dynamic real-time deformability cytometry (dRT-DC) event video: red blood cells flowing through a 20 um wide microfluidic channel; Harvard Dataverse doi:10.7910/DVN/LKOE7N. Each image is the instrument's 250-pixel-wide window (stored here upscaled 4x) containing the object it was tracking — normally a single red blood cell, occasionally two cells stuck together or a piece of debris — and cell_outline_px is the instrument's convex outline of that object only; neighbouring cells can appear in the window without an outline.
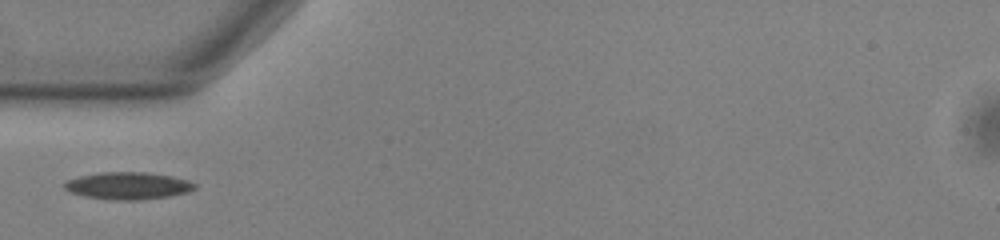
{"species": "common noctule bat (a hibernating species)", "species_latin": "Nyctalus noctula", "temperature_condition": "warm", "stored_images_in_passage": 35, "camera_frame_rate_fps": 3000, "um_per_image_px": 0.085, "animal": {"sex": "male", "body_mass_g": 13.0, "forearm_length_mm": 53.1}, "frame": {"image": 1, "passage_image": 1, "time_ms": 0.0, "image_size_px": [1000, 240], "cell_outline_px": [[196, 188], [188, 192], [168, 196], [140, 200], [112, 200], [84, 196], [72, 192], [64, 188], [64, 184], [68, 180], [80, 176], [100, 172], [148, 172], [172, 176], [188, 180], [196, 184]], "centroid_in_image_um": [10.91, 15.78], "position_along_channel_um": 74.1, "area_um2": 20.63}}
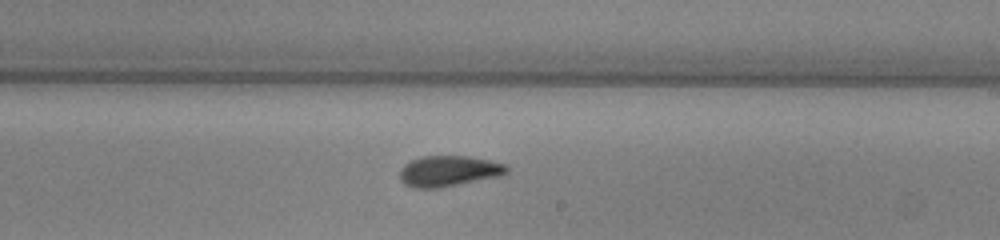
{"frame": {"image": 2, "passage_image": 15, "time_ms": 4.667, "image_size_px": [1000, 240], "cell_outline_px": [[508, 172], [500, 176], [440, 188], [416, 188], [400, 180], [400, 172], [404, 164], [420, 156], [468, 156], [488, 160], [504, 164], [508, 168]], "centroid_in_image_um": [38.14, 14.54], "position_along_channel_um": 250.9, "area_um2": 19.02}}
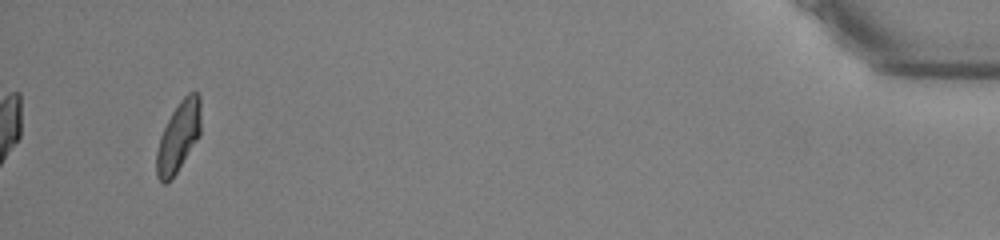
{"frame": {"image": 3, "passage_image": 35, "time_ms": 11.333, "image_size_px": [1000, 240], "cell_outline_px": [[200, 136], [172, 180], [168, 184], [164, 184], [156, 176], [156, 152], [160, 136], [172, 112], [180, 100], [188, 92], [196, 92], [200, 96]], "centroid_in_image_um": [15.16, 11.66], "position_along_channel_um": 420.0, "area_um2": 18.32}}